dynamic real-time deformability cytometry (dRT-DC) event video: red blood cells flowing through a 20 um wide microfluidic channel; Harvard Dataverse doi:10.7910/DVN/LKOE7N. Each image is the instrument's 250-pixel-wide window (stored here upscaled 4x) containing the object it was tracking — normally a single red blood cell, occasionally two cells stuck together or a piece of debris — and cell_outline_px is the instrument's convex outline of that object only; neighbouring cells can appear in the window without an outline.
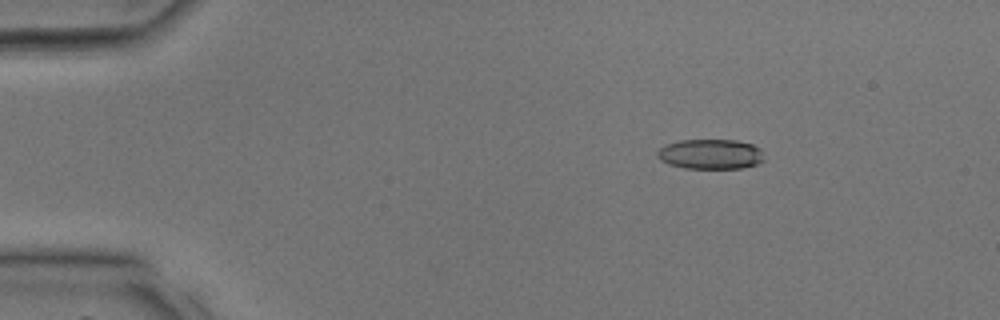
{"species": "common noctule bat (a hibernating species)", "species_latin": "Nyctalus noctula", "temperature_condition": "room temperature", "stored_images_in_passage": 33, "camera_frame_rate_fps": 3000, "um_per_image_px": 0.085, "animal": {"sex": "male", "body_mass_g": 17.9, "forearm_length_mm": 54.2}, "frame": {"image": 1, "passage_image": 1, "time_ms": 0.0, "image_size_px": [1000, 320], "cell_outline_px": [[764, 160], [756, 164], [744, 168], [684, 168], [668, 164], [660, 160], [656, 156], [656, 152], [664, 144], [680, 140], [736, 140], [752, 144], [760, 148]], "centroid_in_image_um": [60.36, 13.1], "position_along_channel_um": 24.6, "area_um2": 18.79}}
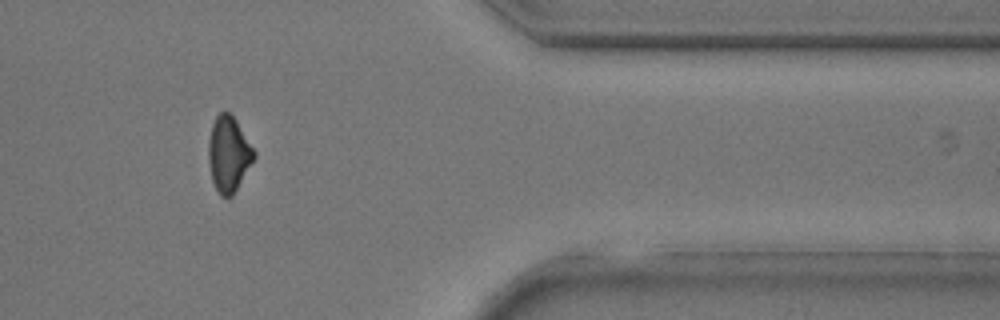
{"frame": {"image": 2, "passage_image": 27, "time_ms": 8.667, "image_size_px": [1000, 320], "cell_outline_px": [[256, 156], [232, 196], [228, 200], [220, 196], [216, 192], [212, 180], [208, 164], [208, 140], [212, 124], [216, 116], [220, 112], [228, 112], [236, 120], [256, 152]], "centroid_in_image_um": [19.41, 13.14], "position_along_channel_um": 392.0, "area_um2": 20.23}}
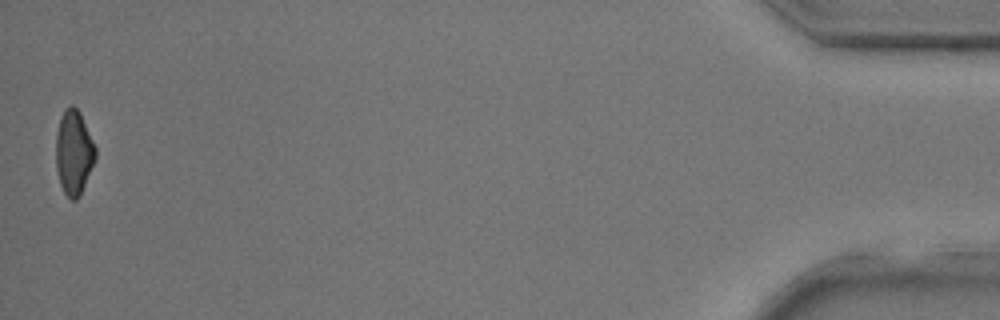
{"frame": {"image": 3, "passage_image": 33, "time_ms": 10.667, "image_size_px": [1000, 320], "cell_outline_px": [[96, 156], [80, 196], [76, 200], [72, 200], [64, 192], [60, 184], [56, 168], [56, 132], [60, 116], [64, 108], [72, 104], [80, 112], [96, 148]], "centroid_in_image_um": [6.26, 12.93], "position_along_channel_um": 428.9, "area_um2": 19.48}}